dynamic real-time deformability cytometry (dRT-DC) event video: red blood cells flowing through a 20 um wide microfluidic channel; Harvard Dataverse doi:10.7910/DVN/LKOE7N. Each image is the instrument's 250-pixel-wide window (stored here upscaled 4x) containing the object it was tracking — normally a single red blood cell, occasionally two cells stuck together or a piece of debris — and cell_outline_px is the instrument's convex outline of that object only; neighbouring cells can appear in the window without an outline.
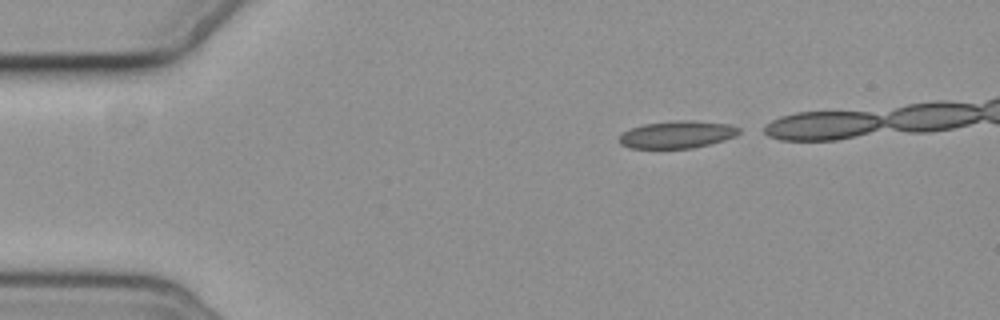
{"species": "common noctule bat (a hibernating species)", "species_latin": "Nyctalus noctula", "temperature_condition": "cold", "stored_images_in_passage": 3, "camera_frame_rate_fps": 3000, "um_per_image_px": 0.085, "animal": {"sex": "female", "body_mass_g": 19.3, "forearm_length_mm": 54.1}, "frame": {"image": 1, "passage_image": 1, "time_ms": 0.0, "image_size_px": [1000, 320], "cell_outline_px": [[740, 132], [736, 136], [724, 140], [692, 148], [628, 148], [620, 144], [620, 136], [624, 132], [632, 128], [644, 124], [680, 120], [692, 120], [728, 124], [740, 128]], "centroid_in_image_um": [57.57, 11.43], "position_along_channel_um": 27.4, "area_um2": 18.9}}